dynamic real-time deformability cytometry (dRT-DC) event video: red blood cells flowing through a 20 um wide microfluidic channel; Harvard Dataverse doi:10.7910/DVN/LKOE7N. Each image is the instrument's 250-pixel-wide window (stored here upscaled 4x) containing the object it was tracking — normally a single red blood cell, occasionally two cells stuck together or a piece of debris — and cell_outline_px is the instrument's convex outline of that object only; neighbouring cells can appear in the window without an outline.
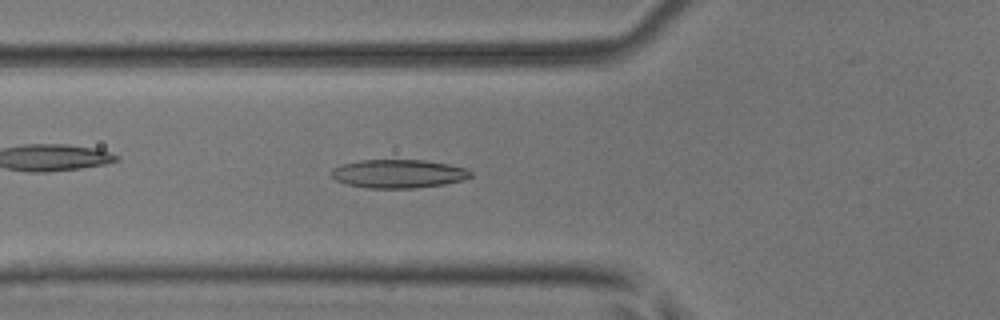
{"species": "common noctule bat (a hibernating species)", "species_latin": "Nyctalus noctula", "temperature_condition": "room temperature", "stored_images_in_passage": 43, "camera_frame_rate_fps": 3000, "um_per_image_px": 0.085, "animal": {"sex": "male", "body_mass_g": 17.9, "forearm_length_mm": 54.2}, "frame": {"image": 1, "passage_image": 10, "time_ms": 3.0, "image_size_px": [1000, 320], "cell_outline_px": [[472, 176], [464, 180], [444, 184], [416, 188], [368, 188], [348, 184], [336, 180], [332, 176], [332, 168], [340, 164], [360, 160], [424, 160], [448, 164], [468, 168], [472, 172]], "centroid_in_image_um": [33.89, 14.76], "position_along_channel_um": 91.9, "area_um2": 23.24}}
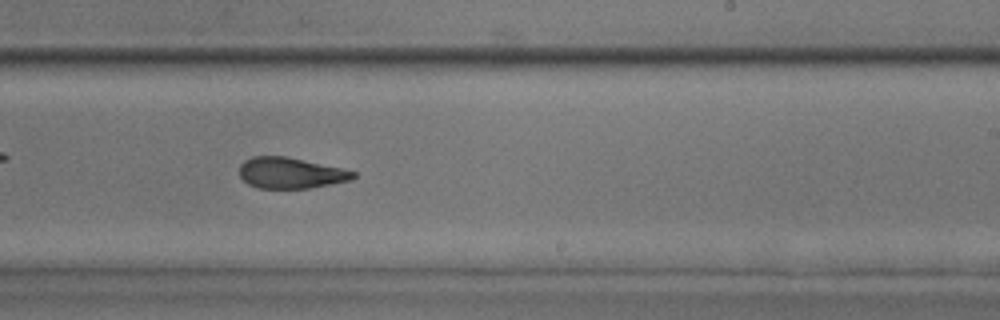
{"frame": {"image": 2, "passage_image": 23, "time_ms": 7.333, "image_size_px": [1000, 320], "cell_outline_px": [[356, 176], [352, 180], [308, 188], [256, 188], [248, 184], [240, 176], [240, 164], [244, 160], [252, 156], [284, 156], [344, 168], [356, 172]], "centroid_in_image_um": [24.71, 14.7], "position_along_channel_um": 264.3, "area_um2": 20.58}}
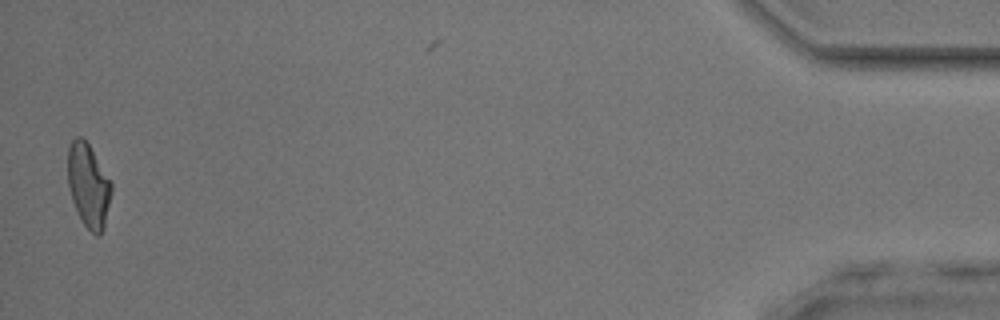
{"frame": {"image": 3, "passage_image": 42, "time_ms": 13.667, "image_size_px": [1000, 320], "cell_outline_px": [[112, 192], [104, 228], [100, 236], [96, 236], [80, 220], [72, 200], [68, 184], [68, 148], [72, 140], [76, 136], [80, 136], [88, 144], [112, 184]], "centroid_in_image_um": [7.51, 15.8], "position_along_channel_um": 427.7, "area_um2": 21.1}, "authors_computed_cell_mechanics": {"area_um2": 21.4438, "velocity_mm_per_s": 3.984, "shape_relaxation_time_tau1_ms": 7.9973, "shape_relaxation_time_tau2_ms": 2.483, "deformation_change_tau1": 0.1966, "deformation_change_tau2": 0.1104}}